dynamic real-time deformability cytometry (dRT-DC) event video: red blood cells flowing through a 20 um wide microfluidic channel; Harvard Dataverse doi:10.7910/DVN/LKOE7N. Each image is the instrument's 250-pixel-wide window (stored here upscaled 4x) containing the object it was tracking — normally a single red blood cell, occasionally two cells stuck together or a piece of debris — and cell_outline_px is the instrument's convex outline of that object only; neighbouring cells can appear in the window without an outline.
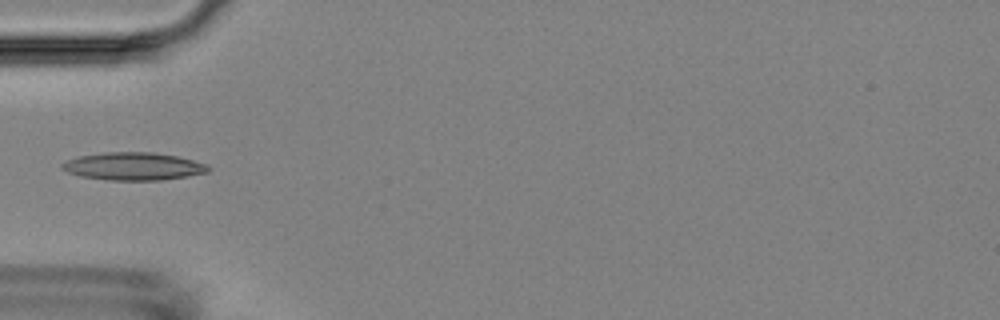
{"species": "Egyptian fruit bat (a non-hibernating species)", "species_latin": "Rousettus aegyptiacus", "temperature_condition": "room temperature", "stored_images_in_passage": 5, "camera_frame_rate_fps": 3000, "um_per_image_px": 0.085, "animal": {"sex": "female"}, "frame": {"image": 1, "passage_image": 5, "time_ms": 4.333, "image_size_px": [1000, 320], "cell_outline_px": [[212, 168], [208, 172], [188, 176], [164, 180], [108, 180], [80, 176], [68, 172], [60, 168], [60, 164], [68, 160], [80, 156], [104, 152], [152, 152], [176, 156], [208, 164]], "centroid_in_image_um": [11.36, 14.14], "position_along_channel_um": 73.6, "area_um2": 23.7}}